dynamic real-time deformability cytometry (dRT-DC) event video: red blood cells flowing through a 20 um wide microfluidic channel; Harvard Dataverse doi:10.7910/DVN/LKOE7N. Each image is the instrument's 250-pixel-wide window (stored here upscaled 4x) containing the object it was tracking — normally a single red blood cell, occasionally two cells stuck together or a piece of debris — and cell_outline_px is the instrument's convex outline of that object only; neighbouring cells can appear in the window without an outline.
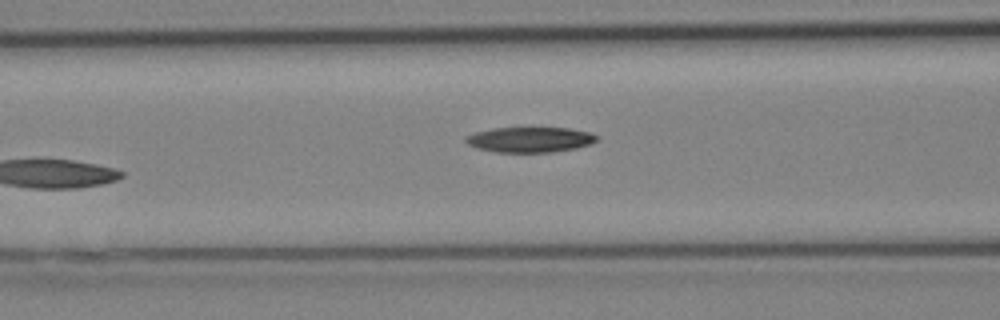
{"species": "Egyptian fruit bat (a non-hibernating species)", "species_latin": "Rousettus aegyptiacus", "temperature_condition": "cold", "stored_images_in_passage": 14, "camera_frame_rate_fps": 3000, "um_per_image_px": 0.085, "animal": {"sex": "female"}, "frame": {"image": 1, "passage_image": 14, "time_ms": 4.333, "image_size_px": [1000, 320], "cell_outline_px": [[600, 136], [592, 144], [576, 148], [552, 152], [496, 152], [476, 148], [468, 144], [464, 140], [464, 136], [476, 132], [492, 128], [568, 128], [592, 132]], "centroid_in_image_um": [45.06, 11.86], "position_along_channel_um": 121.5, "area_um2": 19.48}}